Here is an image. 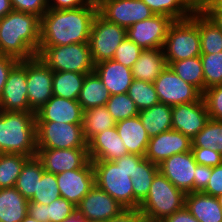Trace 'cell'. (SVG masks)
<instances>
[{
  "mask_svg": "<svg viewBox=\"0 0 222 222\" xmlns=\"http://www.w3.org/2000/svg\"><path fill=\"white\" fill-rule=\"evenodd\" d=\"M98 10L91 5L48 11L41 17L39 47L89 42L92 24Z\"/></svg>",
  "mask_w": 222,
  "mask_h": 222,
  "instance_id": "6da1fadb",
  "label": "cell"
},
{
  "mask_svg": "<svg viewBox=\"0 0 222 222\" xmlns=\"http://www.w3.org/2000/svg\"><path fill=\"white\" fill-rule=\"evenodd\" d=\"M41 18L12 10L0 19V54L20 60L37 56Z\"/></svg>",
  "mask_w": 222,
  "mask_h": 222,
  "instance_id": "7a4b0ae2",
  "label": "cell"
},
{
  "mask_svg": "<svg viewBox=\"0 0 222 222\" xmlns=\"http://www.w3.org/2000/svg\"><path fill=\"white\" fill-rule=\"evenodd\" d=\"M143 158L144 156L128 154L114 161H92L95 185L125 209H134L131 175Z\"/></svg>",
  "mask_w": 222,
  "mask_h": 222,
  "instance_id": "3957f363",
  "label": "cell"
},
{
  "mask_svg": "<svg viewBox=\"0 0 222 222\" xmlns=\"http://www.w3.org/2000/svg\"><path fill=\"white\" fill-rule=\"evenodd\" d=\"M35 112L0 111V153H37Z\"/></svg>",
  "mask_w": 222,
  "mask_h": 222,
  "instance_id": "277c9868",
  "label": "cell"
},
{
  "mask_svg": "<svg viewBox=\"0 0 222 222\" xmlns=\"http://www.w3.org/2000/svg\"><path fill=\"white\" fill-rule=\"evenodd\" d=\"M185 195L159 171L139 209L147 219L163 221L184 207Z\"/></svg>",
  "mask_w": 222,
  "mask_h": 222,
  "instance_id": "5b68a950",
  "label": "cell"
},
{
  "mask_svg": "<svg viewBox=\"0 0 222 222\" xmlns=\"http://www.w3.org/2000/svg\"><path fill=\"white\" fill-rule=\"evenodd\" d=\"M37 57L53 72H76L81 74L94 72L95 64L92 60L88 42L39 47Z\"/></svg>",
  "mask_w": 222,
  "mask_h": 222,
  "instance_id": "8992f818",
  "label": "cell"
},
{
  "mask_svg": "<svg viewBox=\"0 0 222 222\" xmlns=\"http://www.w3.org/2000/svg\"><path fill=\"white\" fill-rule=\"evenodd\" d=\"M167 65L201 55L200 33L196 13L182 20H174L168 28L163 45Z\"/></svg>",
  "mask_w": 222,
  "mask_h": 222,
  "instance_id": "52a82bcc",
  "label": "cell"
},
{
  "mask_svg": "<svg viewBox=\"0 0 222 222\" xmlns=\"http://www.w3.org/2000/svg\"><path fill=\"white\" fill-rule=\"evenodd\" d=\"M37 148H87L82 124L36 122Z\"/></svg>",
  "mask_w": 222,
  "mask_h": 222,
  "instance_id": "ba28073f",
  "label": "cell"
},
{
  "mask_svg": "<svg viewBox=\"0 0 222 222\" xmlns=\"http://www.w3.org/2000/svg\"><path fill=\"white\" fill-rule=\"evenodd\" d=\"M126 37L127 29L107 21L97 13L88 42L94 64L113 59L116 49Z\"/></svg>",
  "mask_w": 222,
  "mask_h": 222,
  "instance_id": "9c48e42d",
  "label": "cell"
},
{
  "mask_svg": "<svg viewBox=\"0 0 222 222\" xmlns=\"http://www.w3.org/2000/svg\"><path fill=\"white\" fill-rule=\"evenodd\" d=\"M160 103L169 106L198 101L202 93L192 84L182 80L171 68L166 66L153 82Z\"/></svg>",
  "mask_w": 222,
  "mask_h": 222,
  "instance_id": "30bf717a",
  "label": "cell"
},
{
  "mask_svg": "<svg viewBox=\"0 0 222 222\" xmlns=\"http://www.w3.org/2000/svg\"><path fill=\"white\" fill-rule=\"evenodd\" d=\"M53 71L37 56L26 59L27 99L29 107L37 112L53 96Z\"/></svg>",
  "mask_w": 222,
  "mask_h": 222,
  "instance_id": "8fae6325",
  "label": "cell"
},
{
  "mask_svg": "<svg viewBox=\"0 0 222 222\" xmlns=\"http://www.w3.org/2000/svg\"><path fill=\"white\" fill-rule=\"evenodd\" d=\"M27 94L26 60H20L8 74L0 96V111L34 112Z\"/></svg>",
  "mask_w": 222,
  "mask_h": 222,
  "instance_id": "7c38bea8",
  "label": "cell"
},
{
  "mask_svg": "<svg viewBox=\"0 0 222 222\" xmlns=\"http://www.w3.org/2000/svg\"><path fill=\"white\" fill-rule=\"evenodd\" d=\"M174 20L169 16L153 15L127 29V37L143 50L163 49L169 26Z\"/></svg>",
  "mask_w": 222,
  "mask_h": 222,
  "instance_id": "4fadbf2b",
  "label": "cell"
},
{
  "mask_svg": "<svg viewBox=\"0 0 222 222\" xmlns=\"http://www.w3.org/2000/svg\"><path fill=\"white\" fill-rule=\"evenodd\" d=\"M36 157L43 169L53 174L83 168L90 161L87 148H38Z\"/></svg>",
  "mask_w": 222,
  "mask_h": 222,
  "instance_id": "5bb4252c",
  "label": "cell"
},
{
  "mask_svg": "<svg viewBox=\"0 0 222 222\" xmlns=\"http://www.w3.org/2000/svg\"><path fill=\"white\" fill-rule=\"evenodd\" d=\"M56 179L61 197L77 206L95 186L92 161L83 168L58 173Z\"/></svg>",
  "mask_w": 222,
  "mask_h": 222,
  "instance_id": "9a60e30c",
  "label": "cell"
},
{
  "mask_svg": "<svg viewBox=\"0 0 222 222\" xmlns=\"http://www.w3.org/2000/svg\"><path fill=\"white\" fill-rule=\"evenodd\" d=\"M98 13L125 29L154 15L142 0H113L102 6Z\"/></svg>",
  "mask_w": 222,
  "mask_h": 222,
  "instance_id": "2e32d148",
  "label": "cell"
},
{
  "mask_svg": "<svg viewBox=\"0 0 222 222\" xmlns=\"http://www.w3.org/2000/svg\"><path fill=\"white\" fill-rule=\"evenodd\" d=\"M123 210L125 208L122 205L96 185L76 206V211L86 220L103 222L117 217Z\"/></svg>",
  "mask_w": 222,
  "mask_h": 222,
  "instance_id": "e0dca14e",
  "label": "cell"
},
{
  "mask_svg": "<svg viewBox=\"0 0 222 222\" xmlns=\"http://www.w3.org/2000/svg\"><path fill=\"white\" fill-rule=\"evenodd\" d=\"M209 119L203 97L192 103L172 106V130L181 132L191 140Z\"/></svg>",
  "mask_w": 222,
  "mask_h": 222,
  "instance_id": "ac0fdd59",
  "label": "cell"
},
{
  "mask_svg": "<svg viewBox=\"0 0 222 222\" xmlns=\"http://www.w3.org/2000/svg\"><path fill=\"white\" fill-rule=\"evenodd\" d=\"M197 162L192 151L174 154L159 164V171L185 194L193 192Z\"/></svg>",
  "mask_w": 222,
  "mask_h": 222,
  "instance_id": "d6986e66",
  "label": "cell"
},
{
  "mask_svg": "<svg viewBox=\"0 0 222 222\" xmlns=\"http://www.w3.org/2000/svg\"><path fill=\"white\" fill-rule=\"evenodd\" d=\"M192 140L179 131L170 130L150 137L145 158L159 165L174 154L189 152Z\"/></svg>",
  "mask_w": 222,
  "mask_h": 222,
  "instance_id": "ffe728a7",
  "label": "cell"
},
{
  "mask_svg": "<svg viewBox=\"0 0 222 222\" xmlns=\"http://www.w3.org/2000/svg\"><path fill=\"white\" fill-rule=\"evenodd\" d=\"M36 122L83 124L84 110L78 100L52 96L37 112Z\"/></svg>",
  "mask_w": 222,
  "mask_h": 222,
  "instance_id": "44dd1931",
  "label": "cell"
},
{
  "mask_svg": "<svg viewBox=\"0 0 222 222\" xmlns=\"http://www.w3.org/2000/svg\"><path fill=\"white\" fill-rule=\"evenodd\" d=\"M88 156L91 161H114L128 155L116 127L96 134L87 142Z\"/></svg>",
  "mask_w": 222,
  "mask_h": 222,
  "instance_id": "7402d4cb",
  "label": "cell"
},
{
  "mask_svg": "<svg viewBox=\"0 0 222 222\" xmlns=\"http://www.w3.org/2000/svg\"><path fill=\"white\" fill-rule=\"evenodd\" d=\"M94 72L108 89L110 95L127 93L134 80L132 70L113 59L95 64Z\"/></svg>",
  "mask_w": 222,
  "mask_h": 222,
  "instance_id": "603a6c76",
  "label": "cell"
},
{
  "mask_svg": "<svg viewBox=\"0 0 222 222\" xmlns=\"http://www.w3.org/2000/svg\"><path fill=\"white\" fill-rule=\"evenodd\" d=\"M115 127L128 150V154L145 156L150 137L139 116L117 121Z\"/></svg>",
  "mask_w": 222,
  "mask_h": 222,
  "instance_id": "cb8c5ba5",
  "label": "cell"
},
{
  "mask_svg": "<svg viewBox=\"0 0 222 222\" xmlns=\"http://www.w3.org/2000/svg\"><path fill=\"white\" fill-rule=\"evenodd\" d=\"M184 206L199 222H222V208L217 197L204 192L187 193Z\"/></svg>",
  "mask_w": 222,
  "mask_h": 222,
  "instance_id": "d4e9b609",
  "label": "cell"
},
{
  "mask_svg": "<svg viewBox=\"0 0 222 222\" xmlns=\"http://www.w3.org/2000/svg\"><path fill=\"white\" fill-rule=\"evenodd\" d=\"M166 66L163 49H145L131 70L134 79L153 83Z\"/></svg>",
  "mask_w": 222,
  "mask_h": 222,
  "instance_id": "484cf974",
  "label": "cell"
},
{
  "mask_svg": "<svg viewBox=\"0 0 222 222\" xmlns=\"http://www.w3.org/2000/svg\"><path fill=\"white\" fill-rule=\"evenodd\" d=\"M74 212H76V206L59 197L49 205L29 202L27 214L38 222H64Z\"/></svg>",
  "mask_w": 222,
  "mask_h": 222,
  "instance_id": "4316f807",
  "label": "cell"
},
{
  "mask_svg": "<svg viewBox=\"0 0 222 222\" xmlns=\"http://www.w3.org/2000/svg\"><path fill=\"white\" fill-rule=\"evenodd\" d=\"M29 201L15 188H0V222H21Z\"/></svg>",
  "mask_w": 222,
  "mask_h": 222,
  "instance_id": "83f0119b",
  "label": "cell"
},
{
  "mask_svg": "<svg viewBox=\"0 0 222 222\" xmlns=\"http://www.w3.org/2000/svg\"><path fill=\"white\" fill-rule=\"evenodd\" d=\"M149 137L172 130V106L158 103L138 114Z\"/></svg>",
  "mask_w": 222,
  "mask_h": 222,
  "instance_id": "f1b7e54d",
  "label": "cell"
},
{
  "mask_svg": "<svg viewBox=\"0 0 222 222\" xmlns=\"http://www.w3.org/2000/svg\"><path fill=\"white\" fill-rule=\"evenodd\" d=\"M109 98L110 93L108 89L96 73L87 74L77 99L83 110L105 106Z\"/></svg>",
  "mask_w": 222,
  "mask_h": 222,
  "instance_id": "f546056e",
  "label": "cell"
},
{
  "mask_svg": "<svg viewBox=\"0 0 222 222\" xmlns=\"http://www.w3.org/2000/svg\"><path fill=\"white\" fill-rule=\"evenodd\" d=\"M158 172L159 165L152 163L145 157L135 166V171L131 175L134 209L139 208V205L147 197L153 178Z\"/></svg>",
  "mask_w": 222,
  "mask_h": 222,
  "instance_id": "4dcf8cb0",
  "label": "cell"
},
{
  "mask_svg": "<svg viewBox=\"0 0 222 222\" xmlns=\"http://www.w3.org/2000/svg\"><path fill=\"white\" fill-rule=\"evenodd\" d=\"M196 25L200 33L201 54H215L222 51V31L205 14L196 13Z\"/></svg>",
  "mask_w": 222,
  "mask_h": 222,
  "instance_id": "1f68e13d",
  "label": "cell"
},
{
  "mask_svg": "<svg viewBox=\"0 0 222 222\" xmlns=\"http://www.w3.org/2000/svg\"><path fill=\"white\" fill-rule=\"evenodd\" d=\"M82 125L88 142L96 134L115 127L116 122L105 106H98L84 111Z\"/></svg>",
  "mask_w": 222,
  "mask_h": 222,
  "instance_id": "d6a6232c",
  "label": "cell"
},
{
  "mask_svg": "<svg viewBox=\"0 0 222 222\" xmlns=\"http://www.w3.org/2000/svg\"><path fill=\"white\" fill-rule=\"evenodd\" d=\"M43 171L42 163L36 156L30 157L25 162L14 187L28 201L37 192L38 179H41Z\"/></svg>",
  "mask_w": 222,
  "mask_h": 222,
  "instance_id": "836d02e7",
  "label": "cell"
},
{
  "mask_svg": "<svg viewBox=\"0 0 222 222\" xmlns=\"http://www.w3.org/2000/svg\"><path fill=\"white\" fill-rule=\"evenodd\" d=\"M87 74L54 72L52 91L54 96L77 100Z\"/></svg>",
  "mask_w": 222,
  "mask_h": 222,
  "instance_id": "e575fe53",
  "label": "cell"
},
{
  "mask_svg": "<svg viewBox=\"0 0 222 222\" xmlns=\"http://www.w3.org/2000/svg\"><path fill=\"white\" fill-rule=\"evenodd\" d=\"M169 66L182 80L192 84L201 93L204 92V74L200 56L175 61Z\"/></svg>",
  "mask_w": 222,
  "mask_h": 222,
  "instance_id": "d590c367",
  "label": "cell"
},
{
  "mask_svg": "<svg viewBox=\"0 0 222 222\" xmlns=\"http://www.w3.org/2000/svg\"><path fill=\"white\" fill-rule=\"evenodd\" d=\"M29 158L22 154L0 153V188L15 186L18 176Z\"/></svg>",
  "mask_w": 222,
  "mask_h": 222,
  "instance_id": "8d00e7d4",
  "label": "cell"
},
{
  "mask_svg": "<svg viewBox=\"0 0 222 222\" xmlns=\"http://www.w3.org/2000/svg\"><path fill=\"white\" fill-rule=\"evenodd\" d=\"M192 148H209L222 154V121L209 119L192 139Z\"/></svg>",
  "mask_w": 222,
  "mask_h": 222,
  "instance_id": "74e56055",
  "label": "cell"
},
{
  "mask_svg": "<svg viewBox=\"0 0 222 222\" xmlns=\"http://www.w3.org/2000/svg\"><path fill=\"white\" fill-rule=\"evenodd\" d=\"M127 94L134 101L139 111L149 109L159 103L153 83L134 79Z\"/></svg>",
  "mask_w": 222,
  "mask_h": 222,
  "instance_id": "f35d334b",
  "label": "cell"
},
{
  "mask_svg": "<svg viewBox=\"0 0 222 222\" xmlns=\"http://www.w3.org/2000/svg\"><path fill=\"white\" fill-rule=\"evenodd\" d=\"M155 15L169 16L173 20H182L193 13L182 0H142Z\"/></svg>",
  "mask_w": 222,
  "mask_h": 222,
  "instance_id": "ab89813d",
  "label": "cell"
},
{
  "mask_svg": "<svg viewBox=\"0 0 222 222\" xmlns=\"http://www.w3.org/2000/svg\"><path fill=\"white\" fill-rule=\"evenodd\" d=\"M105 107L115 122L138 116L140 112L127 93L110 95Z\"/></svg>",
  "mask_w": 222,
  "mask_h": 222,
  "instance_id": "60d3db41",
  "label": "cell"
},
{
  "mask_svg": "<svg viewBox=\"0 0 222 222\" xmlns=\"http://www.w3.org/2000/svg\"><path fill=\"white\" fill-rule=\"evenodd\" d=\"M61 197L56 174L43 171L41 179H38L37 192L29 202H36L39 204L49 205L52 201Z\"/></svg>",
  "mask_w": 222,
  "mask_h": 222,
  "instance_id": "b9f144b4",
  "label": "cell"
},
{
  "mask_svg": "<svg viewBox=\"0 0 222 222\" xmlns=\"http://www.w3.org/2000/svg\"><path fill=\"white\" fill-rule=\"evenodd\" d=\"M204 74V91L222 85V51L215 54H201Z\"/></svg>",
  "mask_w": 222,
  "mask_h": 222,
  "instance_id": "7bdbcfd3",
  "label": "cell"
},
{
  "mask_svg": "<svg viewBox=\"0 0 222 222\" xmlns=\"http://www.w3.org/2000/svg\"><path fill=\"white\" fill-rule=\"evenodd\" d=\"M142 50L141 47L126 37L116 49L113 60L132 69Z\"/></svg>",
  "mask_w": 222,
  "mask_h": 222,
  "instance_id": "ee69618b",
  "label": "cell"
},
{
  "mask_svg": "<svg viewBox=\"0 0 222 222\" xmlns=\"http://www.w3.org/2000/svg\"><path fill=\"white\" fill-rule=\"evenodd\" d=\"M209 118L222 121V85L206 89L202 93Z\"/></svg>",
  "mask_w": 222,
  "mask_h": 222,
  "instance_id": "f6af8a7d",
  "label": "cell"
},
{
  "mask_svg": "<svg viewBox=\"0 0 222 222\" xmlns=\"http://www.w3.org/2000/svg\"><path fill=\"white\" fill-rule=\"evenodd\" d=\"M13 10L42 17L48 11V0H10Z\"/></svg>",
  "mask_w": 222,
  "mask_h": 222,
  "instance_id": "bcb514c9",
  "label": "cell"
},
{
  "mask_svg": "<svg viewBox=\"0 0 222 222\" xmlns=\"http://www.w3.org/2000/svg\"><path fill=\"white\" fill-rule=\"evenodd\" d=\"M194 159L198 165L215 167L222 164V154L209 148H192Z\"/></svg>",
  "mask_w": 222,
  "mask_h": 222,
  "instance_id": "7dc6e473",
  "label": "cell"
},
{
  "mask_svg": "<svg viewBox=\"0 0 222 222\" xmlns=\"http://www.w3.org/2000/svg\"><path fill=\"white\" fill-rule=\"evenodd\" d=\"M202 192L214 197L222 195V164L212 167L209 182Z\"/></svg>",
  "mask_w": 222,
  "mask_h": 222,
  "instance_id": "c3c4849f",
  "label": "cell"
},
{
  "mask_svg": "<svg viewBox=\"0 0 222 222\" xmlns=\"http://www.w3.org/2000/svg\"><path fill=\"white\" fill-rule=\"evenodd\" d=\"M212 167L197 165L196 174H194L193 192H202L210 179Z\"/></svg>",
  "mask_w": 222,
  "mask_h": 222,
  "instance_id": "681fc988",
  "label": "cell"
},
{
  "mask_svg": "<svg viewBox=\"0 0 222 222\" xmlns=\"http://www.w3.org/2000/svg\"><path fill=\"white\" fill-rule=\"evenodd\" d=\"M18 62L19 60L14 57L0 54V96L7 81L9 72Z\"/></svg>",
  "mask_w": 222,
  "mask_h": 222,
  "instance_id": "f907efd6",
  "label": "cell"
},
{
  "mask_svg": "<svg viewBox=\"0 0 222 222\" xmlns=\"http://www.w3.org/2000/svg\"><path fill=\"white\" fill-rule=\"evenodd\" d=\"M147 218L139 208L125 209L117 217L111 218L106 222H144Z\"/></svg>",
  "mask_w": 222,
  "mask_h": 222,
  "instance_id": "816d5d0a",
  "label": "cell"
},
{
  "mask_svg": "<svg viewBox=\"0 0 222 222\" xmlns=\"http://www.w3.org/2000/svg\"><path fill=\"white\" fill-rule=\"evenodd\" d=\"M88 0H48V9L63 10L89 6Z\"/></svg>",
  "mask_w": 222,
  "mask_h": 222,
  "instance_id": "f5cc1de1",
  "label": "cell"
},
{
  "mask_svg": "<svg viewBox=\"0 0 222 222\" xmlns=\"http://www.w3.org/2000/svg\"><path fill=\"white\" fill-rule=\"evenodd\" d=\"M192 13H205L216 0H182Z\"/></svg>",
  "mask_w": 222,
  "mask_h": 222,
  "instance_id": "db71d44e",
  "label": "cell"
},
{
  "mask_svg": "<svg viewBox=\"0 0 222 222\" xmlns=\"http://www.w3.org/2000/svg\"><path fill=\"white\" fill-rule=\"evenodd\" d=\"M162 222H199L186 208L185 206L166 217Z\"/></svg>",
  "mask_w": 222,
  "mask_h": 222,
  "instance_id": "11a10c76",
  "label": "cell"
},
{
  "mask_svg": "<svg viewBox=\"0 0 222 222\" xmlns=\"http://www.w3.org/2000/svg\"><path fill=\"white\" fill-rule=\"evenodd\" d=\"M13 10L10 0H0V19Z\"/></svg>",
  "mask_w": 222,
  "mask_h": 222,
  "instance_id": "9f6ffc18",
  "label": "cell"
},
{
  "mask_svg": "<svg viewBox=\"0 0 222 222\" xmlns=\"http://www.w3.org/2000/svg\"><path fill=\"white\" fill-rule=\"evenodd\" d=\"M205 14L217 25L222 31V12H205Z\"/></svg>",
  "mask_w": 222,
  "mask_h": 222,
  "instance_id": "6f0895ef",
  "label": "cell"
},
{
  "mask_svg": "<svg viewBox=\"0 0 222 222\" xmlns=\"http://www.w3.org/2000/svg\"><path fill=\"white\" fill-rule=\"evenodd\" d=\"M64 222H87V220L76 211L71 216L66 218Z\"/></svg>",
  "mask_w": 222,
  "mask_h": 222,
  "instance_id": "680465c9",
  "label": "cell"
},
{
  "mask_svg": "<svg viewBox=\"0 0 222 222\" xmlns=\"http://www.w3.org/2000/svg\"><path fill=\"white\" fill-rule=\"evenodd\" d=\"M88 1L92 7H95L97 10H99L106 3L113 1V0H88Z\"/></svg>",
  "mask_w": 222,
  "mask_h": 222,
  "instance_id": "91938a15",
  "label": "cell"
},
{
  "mask_svg": "<svg viewBox=\"0 0 222 222\" xmlns=\"http://www.w3.org/2000/svg\"><path fill=\"white\" fill-rule=\"evenodd\" d=\"M206 12H222V0H216L213 6H211Z\"/></svg>",
  "mask_w": 222,
  "mask_h": 222,
  "instance_id": "94428289",
  "label": "cell"
},
{
  "mask_svg": "<svg viewBox=\"0 0 222 222\" xmlns=\"http://www.w3.org/2000/svg\"><path fill=\"white\" fill-rule=\"evenodd\" d=\"M21 222H38V221L35 220L34 218L30 217V216L27 214L26 217H25Z\"/></svg>",
  "mask_w": 222,
  "mask_h": 222,
  "instance_id": "6125c7cd",
  "label": "cell"
},
{
  "mask_svg": "<svg viewBox=\"0 0 222 222\" xmlns=\"http://www.w3.org/2000/svg\"><path fill=\"white\" fill-rule=\"evenodd\" d=\"M217 199H218L219 204H220V206H221V208H222V195H219V196L217 197Z\"/></svg>",
  "mask_w": 222,
  "mask_h": 222,
  "instance_id": "be15d7a7",
  "label": "cell"
},
{
  "mask_svg": "<svg viewBox=\"0 0 222 222\" xmlns=\"http://www.w3.org/2000/svg\"><path fill=\"white\" fill-rule=\"evenodd\" d=\"M144 222H162V221H155V220L146 219Z\"/></svg>",
  "mask_w": 222,
  "mask_h": 222,
  "instance_id": "e7e4bbea",
  "label": "cell"
},
{
  "mask_svg": "<svg viewBox=\"0 0 222 222\" xmlns=\"http://www.w3.org/2000/svg\"><path fill=\"white\" fill-rule=\"evenodd\" d=\"M87 222H103V221H97V220H87Z\"/></svg>",
  "mask_w": 222,
  "mask_h": 222,
  "instance_id": "03108f58",
  "label": "cell"
}]
</instances>
